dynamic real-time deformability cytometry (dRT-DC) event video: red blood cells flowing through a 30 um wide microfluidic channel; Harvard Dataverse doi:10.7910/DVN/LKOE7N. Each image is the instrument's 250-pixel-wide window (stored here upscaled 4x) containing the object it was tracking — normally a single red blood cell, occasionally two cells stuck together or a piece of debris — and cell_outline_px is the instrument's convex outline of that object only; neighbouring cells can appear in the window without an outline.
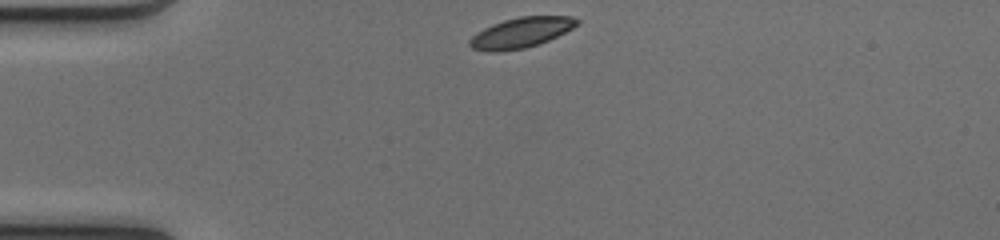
{"species": "common noctule bat (a hibernating species)", "species_latin": "Nyctalus noctula", "temperature_condition": "cold", "stored_images_in_passage": 39, "camera_frame_rate_fps": 3000, "um_per_image_px": 0.085, "animal": {"sex": "female", "body_mass_g": 17.0, "forearm_length_mm": 48.0}, "frame": {"image": 1, "passage_image": 1, "time_ms": 0.0, "image_size_px": [1000, 240], "cell_outline_px": [[580, 24], [540, 44], [524, 48], [496, 52], [488, 52], [472, 48], [468, 44], [468, 40], [476, 32], [492, 24], [504, 20], [520, 16], [572, 16], [580, 20]], "centroid_in_image_um": [44.27, 2.77], "position_along_channel_um": 40.7, "area_um2": 19.02}}
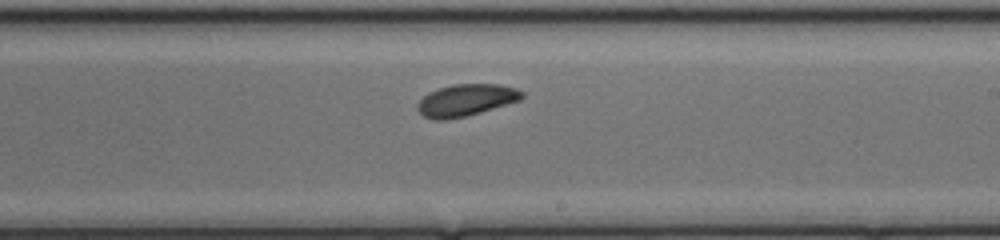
{"frame": {"image": 2, "passage_image": 19, "time_ms": 6.0, "image_size_px": [1000, 240], "cell_outline_px": [[524, 96], [520, 100], [480, 112], [448, 120], [432, 120], [424, 116], [416, 108], [416, 104], [428, 92], [440, 88], [456, 84], [500, 84], [516, 88], [524, 92]], "centroid_in_image_um": [39.6, 8.51], "position_along_channel_um": 249.4, "area_um2": 19.36}}
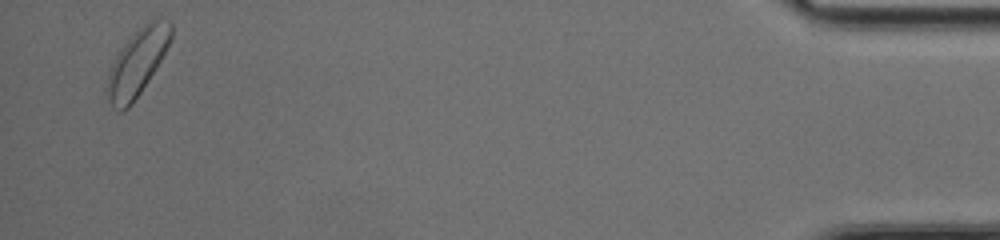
{"frame": {"image": 3, "passage_image": 38, "time_ms": 12.333, "image_size_px": [1000, 240], "cell_outline_px": [[172, 40], [156, 68], [132, 104], [128, 108], [120, 112], [112, 108], [104, 88], [112, 64], [120, 48], [148, 20], [156, 16], [172, 20]], "centroid_in_image_um": [11.69, 5.28], "position_along_channel_um": 423.5, "area_um2": 24.97}, "authors_computed_cell_mechanics": {"area_um2": 19.5364, "velocity_mm_per_s": 4.0693, "shape_relaxation_time_tau1_ms": 1.8656, "shape_relaxation_time_tau2_ms": null, "deformation_change_tau1": 0.0771, "deformation_change_tau2": null}}